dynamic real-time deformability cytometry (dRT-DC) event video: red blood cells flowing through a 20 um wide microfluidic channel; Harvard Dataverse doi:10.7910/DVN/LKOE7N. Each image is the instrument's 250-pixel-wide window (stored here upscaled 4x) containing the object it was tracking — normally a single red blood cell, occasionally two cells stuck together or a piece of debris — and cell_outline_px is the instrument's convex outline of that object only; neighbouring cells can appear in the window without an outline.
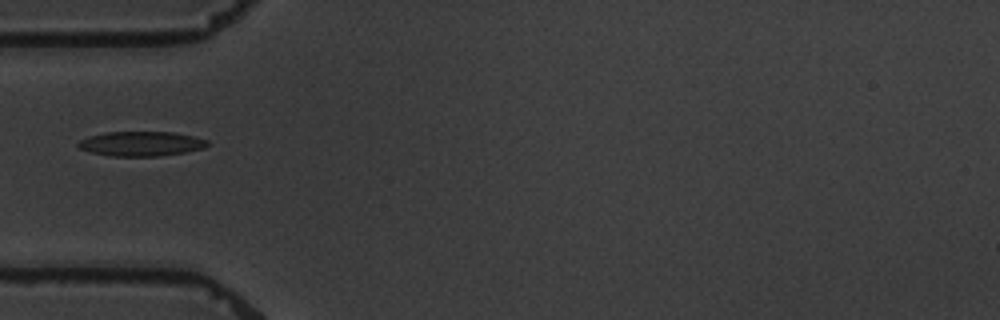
{"species": "common noctule bat (a hibernating species)", "species_latin": "Nyctalus noctula", "temperature_condition": "warm", "stored_images_in_passage": 5, "camera_frame_rate_fps": 3000, "um_per_image_px": 0.085, "animal": {"sex": "male", "body_mass_g": 19.5, "forearm_length_mm": 54.6}, "frame": {"image": 1, "passage_image": 1, "time_ms": 0.0, "image_size_px": [1000, 320], "cell_outline_px": [[208, 144], [204, 148], [184, 152], [160, 156], [112, 156], [92, 152], [80, 148], [76, 144], [80, 140], [88, 136], [104, 132], [172, 132], [192, 136], [208, 140]], "centroid_in_image_um": [11.98, 12.21], "position_along_channel_um": 73.0, "area_um2": 18.44}}
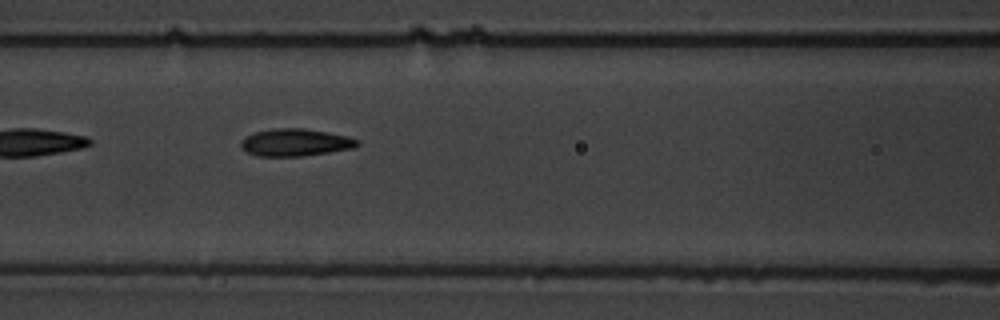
{"frame": {"image": 2, "passage_image": 3, "time_ms": 2.0, "image_size_px": [1000, 320], "cell_outline_px": [[360, 144], [356, 148], [304, 156], [256, 156], [248, 152], [240, 144], [240, 140], [244, 136], [256, 132], [272, 128], [304, 128], [348, 136], [360, 140]], "centroid_in_image_um": [25.13, 12.11], "position_along_channel_um": 141.5, "area_um2": 18.73}}
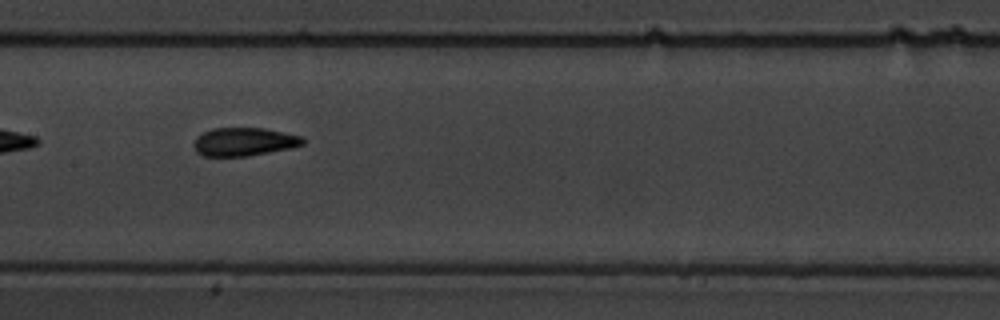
{"frame": {"image": 3, "passage_image": 4, "time_ms": 3.333, "image_size_px": [1000, 320], "cell_outline_px": [[304, 144], [292, 148], [248, 156], [204, 156], [196, 152], [192, 144], [196, 136], [212, 128], [264, 128], [304, 136]], "centroid_in_image_um": [20.75, 12.05], "position_along_channel_um": 186.7, "area_um2": 18.21}}